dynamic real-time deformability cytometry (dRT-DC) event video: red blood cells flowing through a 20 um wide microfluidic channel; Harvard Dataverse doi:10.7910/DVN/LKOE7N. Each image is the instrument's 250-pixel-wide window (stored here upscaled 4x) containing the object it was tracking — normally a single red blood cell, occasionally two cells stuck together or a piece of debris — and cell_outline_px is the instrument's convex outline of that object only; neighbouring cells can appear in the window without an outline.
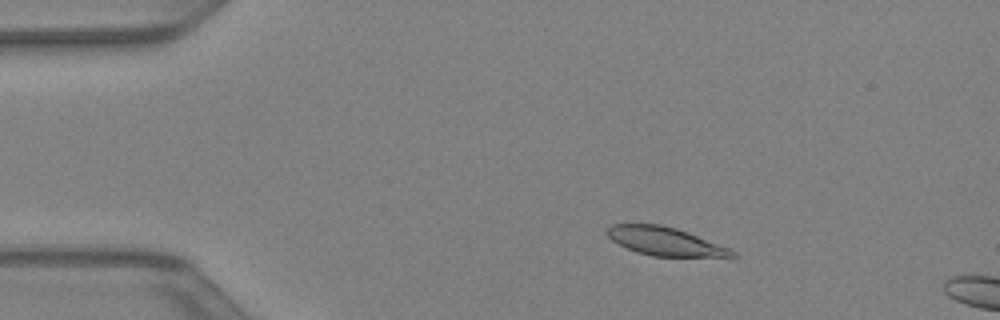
{"species": "Egyptian fruit bat (a non-hibernating species)", "species_latin": "Rousettus aegyptiacus", "temperature_condition": "warm", "stored_images_in_passage": 11, "camera_frame_rate_fps": 3000, "um_per_image_px": 0.085, "animal": {"sex": "female"}, "frame": {"image": 1, "passage_image": 7, "time_ms": 2.0, "image_size_px": [1000, 320], "cell_outline_px": [[736, 256], [652, 256], [636, 252], [612, 240], [604, 232], [612, 224], [660, 224], [676, 228], [688, 232], [728, 248], [736, 252]], "centroid_in_image_um": [56.47, 20.5], "position_along_channel_um": 28.5, "area_um2": 20.29}}